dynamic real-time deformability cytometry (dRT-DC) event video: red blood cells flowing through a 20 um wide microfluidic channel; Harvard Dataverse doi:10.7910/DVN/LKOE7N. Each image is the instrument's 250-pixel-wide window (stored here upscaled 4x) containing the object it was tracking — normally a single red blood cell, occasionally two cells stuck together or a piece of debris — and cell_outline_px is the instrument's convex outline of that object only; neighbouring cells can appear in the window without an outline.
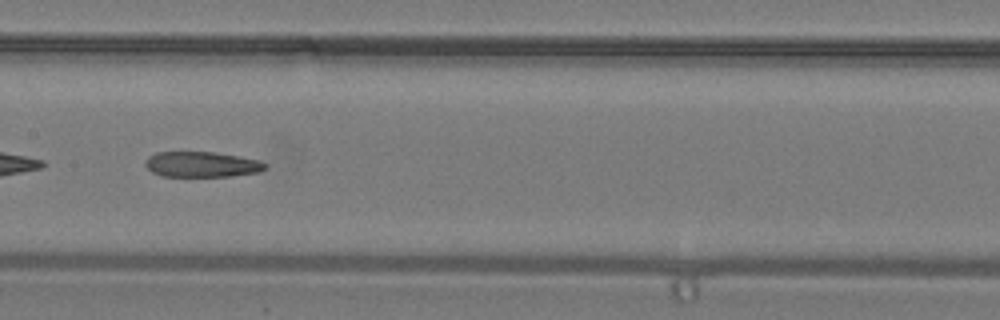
{"species": "common noctule bat (a hibernating species)", "species_latin": "Nyctalus noctula", "temperature_condition": "warm", "stored_images_in_passage": 33, "camera_frame_rate_fps": 3000, "um_per_image_px": 0.085, "animal": {"sex": "male", "body_mass_g": 19.2, "forearm_length_mm": 51.8}, "frame": {"image": 1, "passage_image": 15, "time_ms": 4.667, "image_size_px": [1000, 320], "cell_outline_px": [[268, 164], [260, 172], [232, 176], [160, 176], [152, 172], [144, 164], [144, 160], [148, 156], [156, 152], [216, 152], [240, 156], [260, 160]], "centroid_in_image_um": [17.15, 13.97], "position_along_channel_um": 190.3, "area_um2": 17.98}}